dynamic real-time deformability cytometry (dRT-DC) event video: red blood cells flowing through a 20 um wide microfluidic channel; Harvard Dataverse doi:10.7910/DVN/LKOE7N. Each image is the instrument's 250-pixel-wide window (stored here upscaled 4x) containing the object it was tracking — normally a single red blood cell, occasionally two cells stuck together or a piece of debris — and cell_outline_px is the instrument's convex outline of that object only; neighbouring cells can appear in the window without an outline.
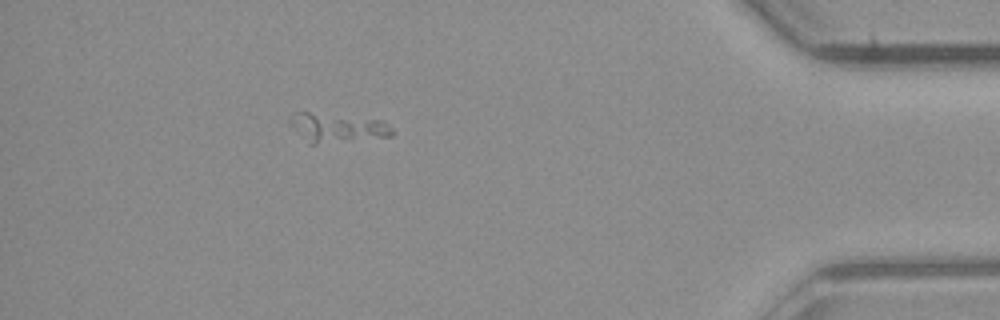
{"species": "common noctule bat (a hibernating species)", "species_latin": "Nyctalus noctula", "temperature_condition": "room temperature", "stored_images_in_passage": 43, "camera_frame_rate_fps": 3000, "um_per_image_px": 0.085, "animal": {"sex": "male", "body_mass_g": 23.1, "forearm_length_mm": 52.7}, "frame": {"image": 1, "passage_image": 37, "time_ms": 12.0, "image_size_px": [1000, 320], "cell_outline_px": [[392, 136], [316, 144], [308, 144], [288, 120], [288, 116], [296, 112], [308, 112], [380, 120], [392, 128]], "centroid_in_image_um": [28.62, 10.86], "position_along_channel_um": 406.6, "area_um2": 16.88}}